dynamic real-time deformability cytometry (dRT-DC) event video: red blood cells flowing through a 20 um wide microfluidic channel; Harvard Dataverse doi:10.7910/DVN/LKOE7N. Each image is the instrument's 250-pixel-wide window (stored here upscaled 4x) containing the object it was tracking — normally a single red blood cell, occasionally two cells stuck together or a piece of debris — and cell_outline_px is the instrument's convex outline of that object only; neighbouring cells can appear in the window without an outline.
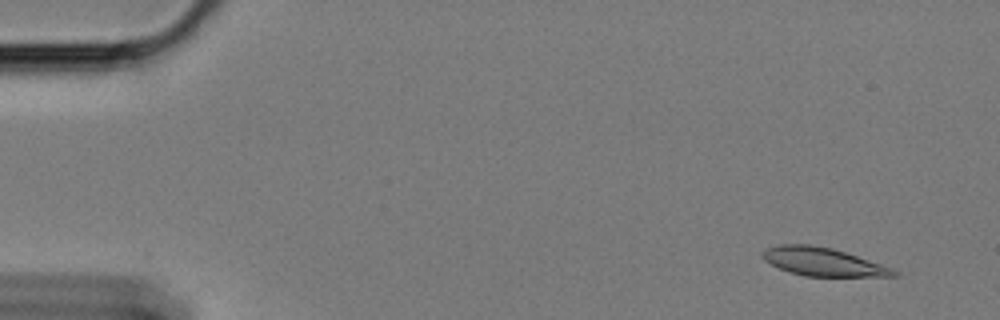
{"species": "Egyptian fruit bat (a non-hibernating species)", "species_latin": "Rousettus aegyptiacus", "temperature_condition": "cold", "stored_images_in_passage": 9, "camera_frame_rate_fps": 3000, "um_per_image_px": 0.085, "animal": {"sex": "female"}, "frame": {"image": 1, "passage_image": 1, "time_ms": 0.0, "image_size_px": [1000, 320], "cell_outline_px": [[900, 276], [804, 276], [788, 272], [764, 260], [760, 256], [760, 252], [764, 248], [780, 244], [812, 244], [832, 248], [892, 268], [900, 272]], "centroid_in_image_um": [69.89, 22.24], "position_along_channel_um": 15.1, "area_um2": 21.62}}